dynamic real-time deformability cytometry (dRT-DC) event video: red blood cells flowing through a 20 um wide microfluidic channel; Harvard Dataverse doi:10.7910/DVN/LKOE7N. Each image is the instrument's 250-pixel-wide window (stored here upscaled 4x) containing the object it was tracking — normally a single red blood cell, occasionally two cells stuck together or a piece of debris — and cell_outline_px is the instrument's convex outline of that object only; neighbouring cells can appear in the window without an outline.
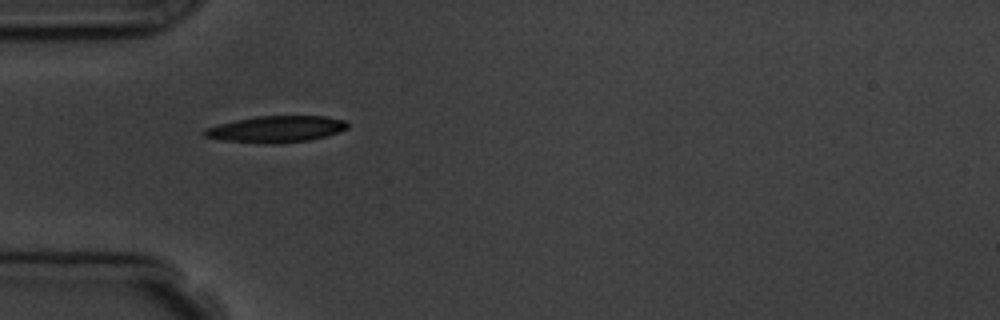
{"species": "common noctule bat (a hibernating species)", "species_latin": "Nyctalus noctula", "temperature_condition": "room temperature", "stored_images_in_passage": 3, "camera_frame_rate_fps": 3000, "um_per_image_px": 0.085, "animal": {"sex": "male", "body_mass_g": 19.5, "forearm_length_mm": 54.6}, "frame": {"image": 1, "passage_image": 1, "time_ms": 0.0, "image_size_px": [1000, 320], "cell_outline_px": [[348, 128], [324, 136], [308, 140], [272, 144], [224, 140], [204, 136], [200, 132], [204, 128], [236, 120], [256, 116], [324, 116], [344, 120], [348, 124]], "centroid_in_image_um": [23.43, 10.97], "position_along_channel_um": 61.6, "area_um2": 21.79}}